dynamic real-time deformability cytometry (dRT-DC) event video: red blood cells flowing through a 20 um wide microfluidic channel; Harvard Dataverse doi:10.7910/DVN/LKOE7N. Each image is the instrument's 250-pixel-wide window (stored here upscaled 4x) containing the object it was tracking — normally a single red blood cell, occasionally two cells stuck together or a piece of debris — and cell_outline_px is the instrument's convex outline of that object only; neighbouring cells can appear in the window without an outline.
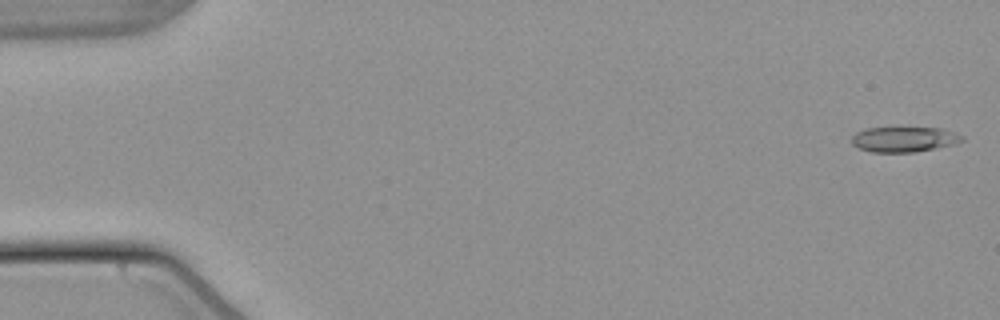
{"species": "common noctule bat (a hibernating species)", "species_latin": "Nyctalus noctula", "temperature_condition": "warm", "stored_images_in_passage": 53, "camera_frame_rate_fps": 3000, "um_per_image_px": 0.085, "animal": {"sex": "male", "body_mass_g": 21.5, "forearm_length_mm": 52.0}, "frame": {"image": 1, "passage_image": 1, "time_ms": 0.0, "image_size_px": [1000, 320], "cell_outline_px": [[964, 140], [952, 144], [916, 152], [872, 152], [860, 148], [852, 144], [852, 136], [856, 132], [868, 128], [940, 128], [964, 136]], "centroid_in_image_um": [76.82, 11.84], "position_along_channel_um": 8.2, "area_um2": 15.95}}
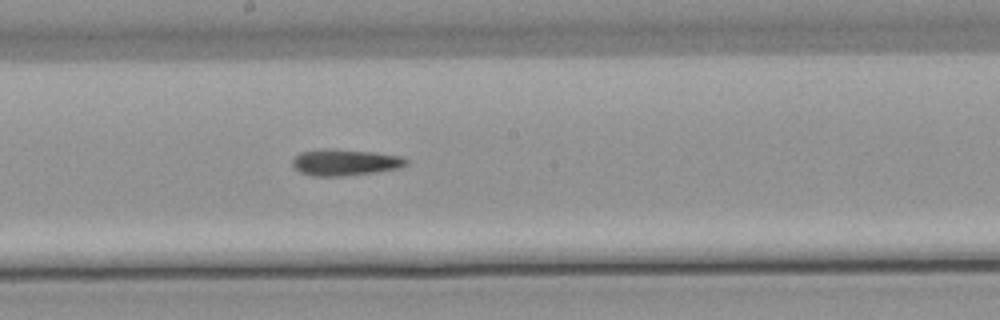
{"frame": {"image": 2, "passage_image": 29, "time_ms": 9.333, "image_size_px": [1000, 320], "cell_outline_px": [[408, 164], [400, 168], [376, 172], [340, 176], [312, 176], [300, 172], [292, 164], [292, 160], [300, 152], [320, 148], [372, 152], [400, 156], [408, 160]], "centroid_in_image_um": [29.32, 13.8], "position_along_channel_um": 218.9, "area_um2": 17.4}}
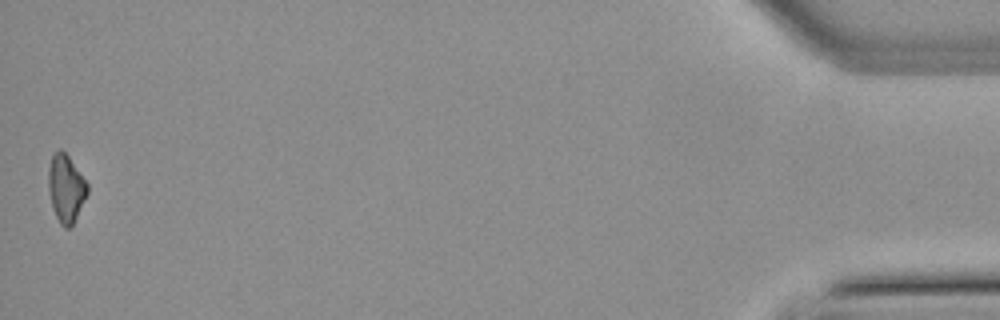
{"frame": {"image": 3, "passage_image": 53, "time_ms": 17.333, "image_size_px": [1000, 320], "cell_outline_px": [[88, 192], [72, 224], [68, 228], [64, 228], [60, 224], [52, 208], [48, 188], [48, 168], [52, 156], [60, 148], [68, 156], [88, 184]], "centroid_in_image_um": [5.58, 16.01], "position_along_channel_um": 429.6, "area_um2": 15.09}}